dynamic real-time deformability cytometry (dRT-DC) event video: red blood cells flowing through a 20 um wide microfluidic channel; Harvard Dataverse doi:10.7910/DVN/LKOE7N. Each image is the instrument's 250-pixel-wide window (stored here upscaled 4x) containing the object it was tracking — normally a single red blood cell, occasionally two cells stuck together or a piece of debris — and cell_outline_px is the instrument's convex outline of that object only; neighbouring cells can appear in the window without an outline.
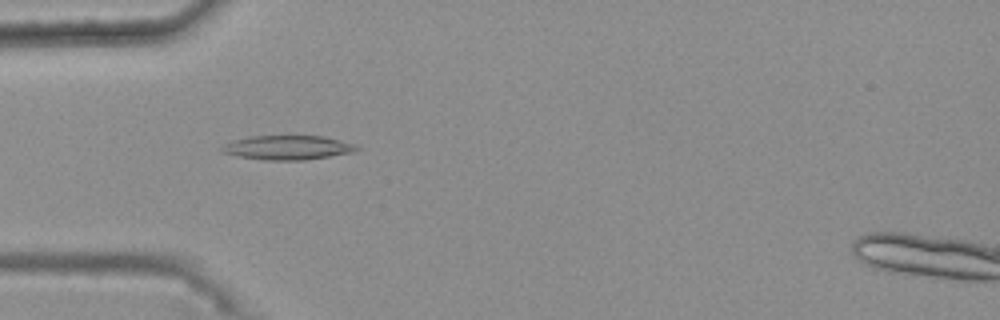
{"species": "common noctule bat (a hibernating species)", "species_latin": "Nyctalus noctula", "temperature_condition": "warm", "stored_images_in_passage": 37, "camera_frame_rate_fps": 3000, "um_per_image_px": 0.085, "animal": {"sex": "female", "body_mass_g": 25.1}, "frame": {"image": 1, "passage_image": 6, "time_ms": 1.667, "image_size_px": [1000, 320], "cell_outline_px": [[360, 148], [352, 152], [304, 160], [264, 160], [240, 156], [224, 152], [220, 148], [224, 144], [232, 140], [252, 136], [324, 136], [356, 144]], "centroid_in_image_um": [24.46, 12.53], "position_along_channel_um": 60.5, "area_um2": 18.84}}
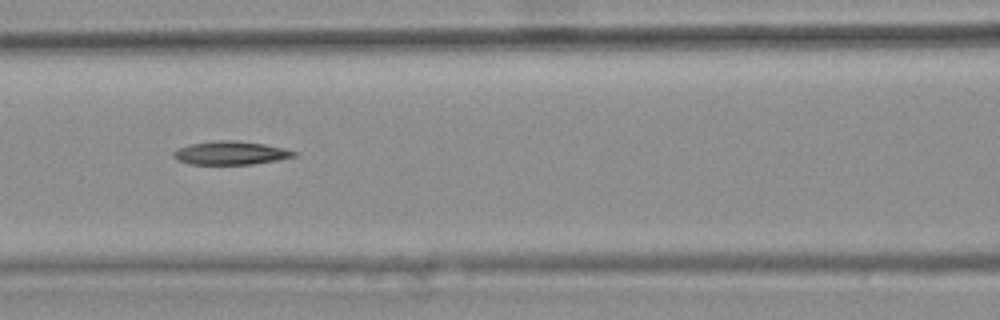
{"frame": {"image": 2, "passage_image": 13, "time_ms": 4.0, "image_size_px": [1000, 320], "cell_outline_px": [[296, 156], [276, 160], [252, 164], [188, 164], [176, 160], [172, 156], [172, 152], [176, 148], [188, 144], [216, 140], [236, 140], [264, 144], [284, 148], [296, 152]], "centroid_in_image_um": [19.52, 12.99], "position_along_channel_um": 147.1, "area_um2": 16.59}}
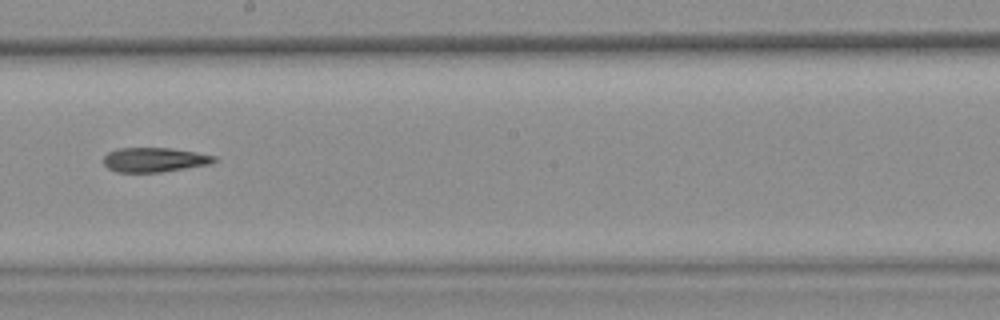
{"frame": {"image": 3, "passage_image": 20, "time_ms": 6.333, "image_size_px": [1000, 320], "cell_outline_px": [[216, 160], [208, 164], [160, 172], [116, 172], [108, 168], [104, 164], [104, 156], [108, 152], [120, 148], [168, 148], [196, 152], [216, 156]], "centroid_in_image_um": [13.09, 13.58], "position_along_channel_um": 235.1, "area_um2": 15.55}}